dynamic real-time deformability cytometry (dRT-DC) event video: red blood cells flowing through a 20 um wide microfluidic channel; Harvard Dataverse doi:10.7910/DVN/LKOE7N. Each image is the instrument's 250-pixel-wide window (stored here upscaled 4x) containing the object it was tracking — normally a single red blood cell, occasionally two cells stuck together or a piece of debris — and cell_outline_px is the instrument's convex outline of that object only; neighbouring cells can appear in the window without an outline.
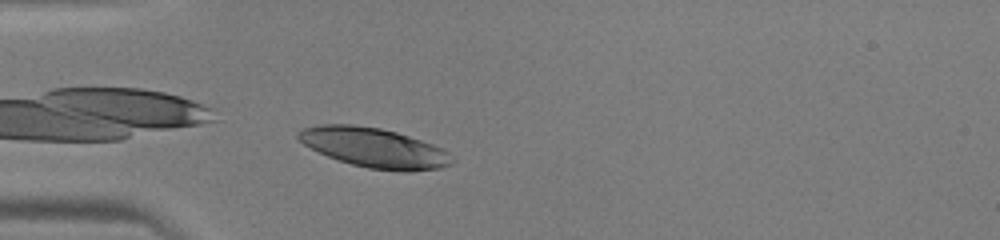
{"species": "human", "species_latin": "Homo sapiens", "temperature_condition": "warm", "stored_images_in_passage": 34, "camera_frame_rate_fps": 3000, "um_per_image_px": 0.085, "donor": {"sex": "male"}, "frame": {"image": 1, "passage_image": 1, "time_ms": 0.0, "image_size_px": [1000, 240], "cell_outline_px": [[456, 160], [452, 164], [440, 168], [408, 172], [400, 172], [368, 168], [352, 164], [328, 156], [304, 144], [296, 136], [296, 132], [300, 128], [320, 124], [352, 124], [380, 128], [396, 132], [444, 148]], "centroid_in_image_um": [31.83, 12.56], "position_along_channel_um": 53.2, "area_um2": 35.6}}
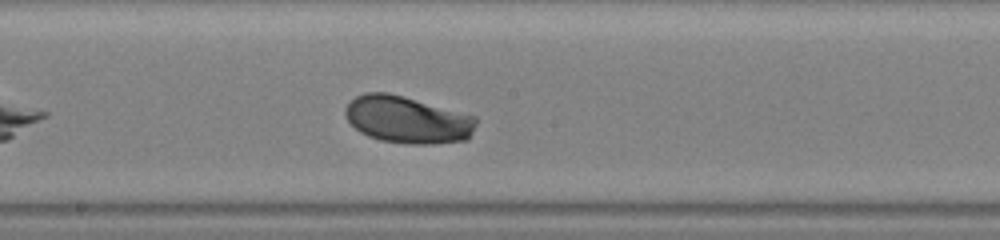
{"frame": {"image": 2, "passage_image": 13, "time_ms": 4.0, "image_size_px": [1000, 240], "cell_outline_px": [[476, 124], [468, 140], [432, 144], [408, 144], [380, 140], [368, 136], [360, 132], [348, 120], [344, 112], [344, 108], [356, 96], [364, 92], [388, 92], [404, 96], [476, 116]], "centroid_in_image_um": [34.63, 10.17], "position_along_channel_um": 213.6, "area_um2": 36.01}}
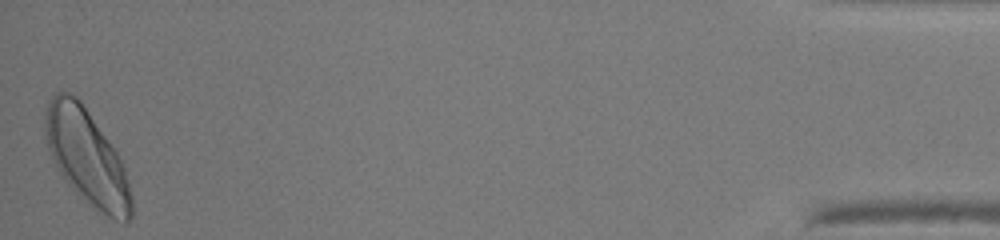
{"frame": {"image": 3, "passage_image": 34, "time_ms": 11.0, "image_size_px": [1000, 240], "cell_outline_px": [[132, 216], [128, 224], [124, 224], [100, 212], [88, 204], [68, 184], [52, 160], [48, 148], [44, 132], [44, 112], [48, 100], [56, 92], [68, 92], [76, 96], [80, 100], [108, 140], [116, 152], [124, 168], [132, 196]], "centroid_in_image_um": [7.36, 13.36], "position_along_channel_um": 427.8, "area_um2": 47.74}}